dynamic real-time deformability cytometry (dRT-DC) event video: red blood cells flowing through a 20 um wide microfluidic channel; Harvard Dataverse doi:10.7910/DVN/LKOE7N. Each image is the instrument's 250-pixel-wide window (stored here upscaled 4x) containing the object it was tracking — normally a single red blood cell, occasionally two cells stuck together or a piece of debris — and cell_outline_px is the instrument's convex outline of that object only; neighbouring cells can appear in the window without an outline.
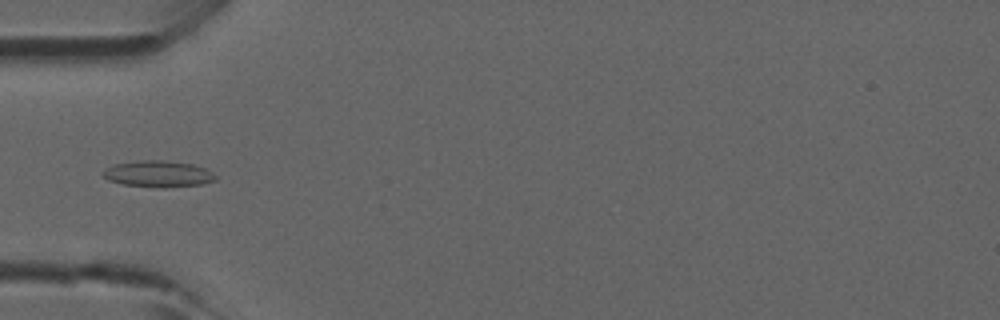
{"species": "common noctule bat (a hibernating species)", "species_latin": "Nyctalus noctula", "temperature_condition": "room temperature", "stored_images_in_passage": 6, "camera_frame_rate_fps": 3000, "um_per_image_px": 0.085, "animal": {"sex": "male", "forearm_length_mm": 52.5}, "frame": {"image": 1, "passage_image": 5, "time_ms": 1.333, "image_size_px": [1000, 320], "cell_outline_px": [[216, 180], [200, 184], [164, 188], [160, 188], [124, 184], [108, 180], [100, 172], [116, 164], [140, 160], [164, 160], [192, 164], [204, 168], [212, 172], [216, 176]], "centroid_in_image_um": [13.45, 14.78], "position_along_channel_um": 71.5, "area_um2": 17.17}}
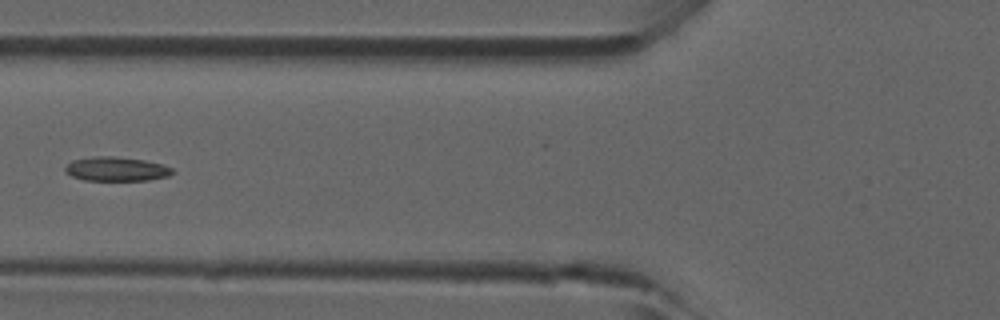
{"frame": {"image": 2, "passage_image": 6, "time_ms": 1.667, "image_size_px": [1000, 320], "cell_outline_px": [[176, 172], [168, 176], [148, 180], [84, 180], [72, 176], [64, 172], [64, 168], [72, 160], [96, 156], [112, 156], [144, 160], [164, 164], [172, 168]], "centroid_in_image_um": [9.91, 14.36], "position_along_channel_um": 115.9, "area_um2": 15.14}}